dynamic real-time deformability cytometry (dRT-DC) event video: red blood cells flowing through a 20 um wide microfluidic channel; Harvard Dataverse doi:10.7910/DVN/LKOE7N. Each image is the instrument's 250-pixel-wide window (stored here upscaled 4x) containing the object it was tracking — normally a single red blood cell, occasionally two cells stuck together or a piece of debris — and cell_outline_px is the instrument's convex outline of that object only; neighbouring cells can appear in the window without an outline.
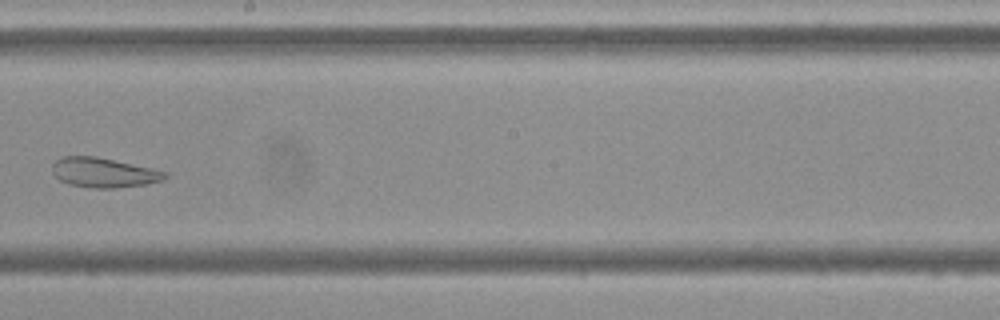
{"species": "Egyptian fruit bat (a non-hibernating species)", "species_latin": "Rousettus aegyptiacus", "temperature_condition": "cold", "stored_images_in_passage": 7, "camera_frame_rate_fps": 3000, "um_per_image_px": 0.085, "frame": {"image": 1, "passage_image": 7, "time_ms": 8.0, "image_size_px": [1000, 320], "cell_outline_px": [[168, 176], [164, 180], [144, 184], [116, 188], [92, 188], [68, 184], [60, 180], [52, 172], [52, 164], [56, 160], [64, 156], [96, 156], [152, 168], [168, 172]], "centroid_in_image_um": [8.82, 14.67], "position_along_channel_um": 239.4, "area_um2": 19.54}}